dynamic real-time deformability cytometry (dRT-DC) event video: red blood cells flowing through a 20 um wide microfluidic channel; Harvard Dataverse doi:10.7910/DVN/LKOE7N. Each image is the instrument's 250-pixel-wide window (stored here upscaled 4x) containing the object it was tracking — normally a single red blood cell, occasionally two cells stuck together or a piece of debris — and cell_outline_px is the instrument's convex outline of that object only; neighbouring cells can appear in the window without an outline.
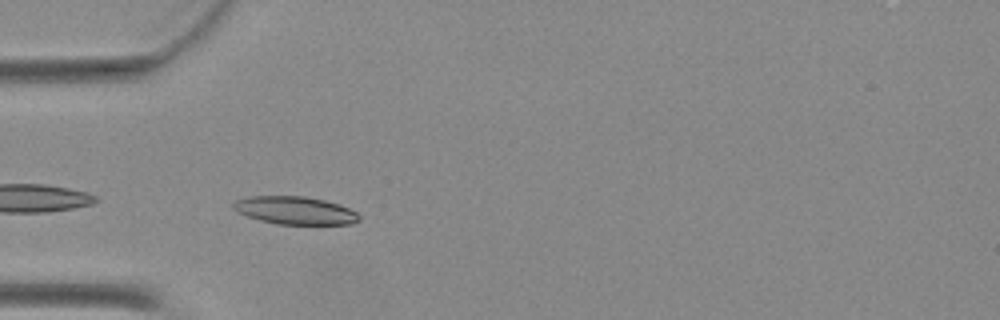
{"species": "Egyptian fruit bat (a non-hibernating species)", "species_latin": "Rousettus aegyptiacus", "temperature_condition": "warm", "stored_images_in_passage": 23, "camera_frame_rate_fps": 3000, "um_per_image_px": 0.085, "animal": {"sex": "female"}, "frame": {"image": 1, "passage_image": 2, "time_ms": 0.333, "image_size_px": [1000, 320], "cell_outline_px": [[360, 220], [352, 224], [280, 224], [260, 220], [248, 216], [232, 208], [232, 204], [236, 200], [248, 196], [304, 196], [324, 200], [340, 204], [356, 212], [360, 216]], "centroid_in_image_um": [25.1, 17.88], "position_along_channel_um": 59.9, "area_um2": 20.35}}
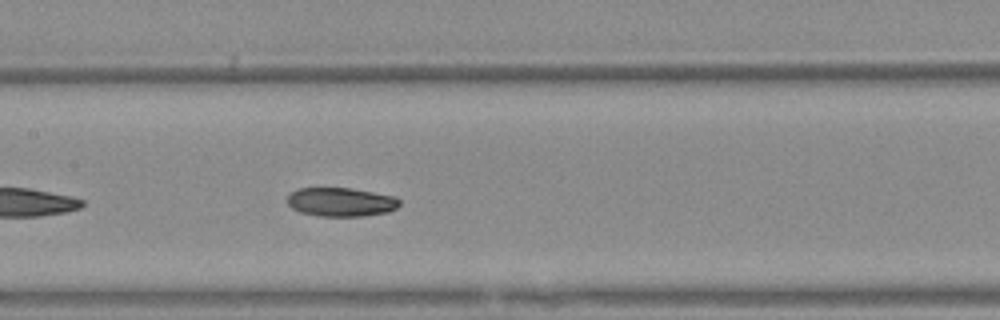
{"frame": {"image": 2, "passage_image": 11, "time_ms": 3.333, "image_size_px": [1000, 320], "cell_outline_px": [[400, 204], [396, 208], [388, 212], [364, 216], [320, 216], [300, 212], [292, 208], [288, 204], [288, 196], [296, 188], [348, 188], [396, 196], [400, 200]], "centroid_in_image_um": [28.99, 17.17], "position_along_channel_um": 178.4, "area_um2": 18.84}}
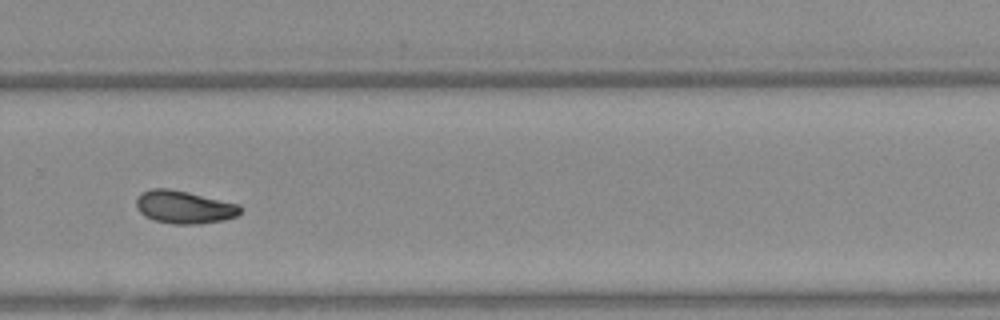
{"frame": {"image": 3, "passage_image": 21, "time_ms": 6.667, "image_size_px": [1000, 320], "cell_outline_px": [[240, 212], [236, 216], [224, 220], [196, 224], [172, 224], [156, 220], [144, 216], [136, 208], [136, 200], [140, 192], [152, 188], [168, 188], [188, 192], [240, 204]], "centroid_in_image_um": [15.62, 17.59], "position_along_channel_um": 314.2, "area_um2": 19.94}}